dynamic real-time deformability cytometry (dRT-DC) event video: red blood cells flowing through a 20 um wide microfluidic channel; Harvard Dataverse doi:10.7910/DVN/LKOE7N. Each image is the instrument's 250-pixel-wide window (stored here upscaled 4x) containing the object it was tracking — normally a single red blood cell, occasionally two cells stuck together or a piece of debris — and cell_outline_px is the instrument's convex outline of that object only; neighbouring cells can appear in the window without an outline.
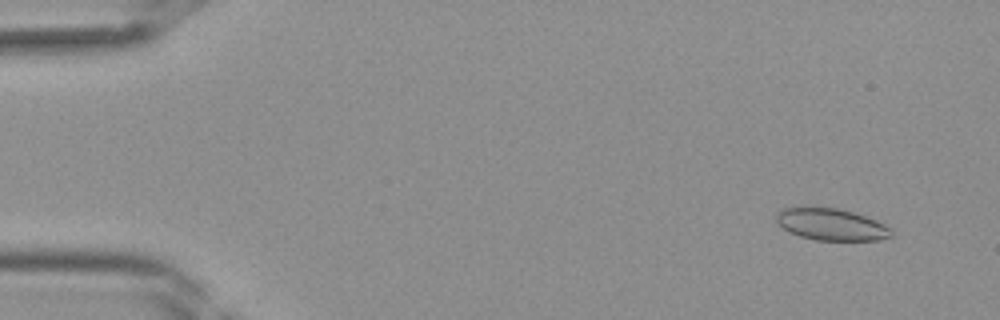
{"species": "Egyptian fruit bat (a non-hibernating species)", "species_latin": "Rousettus aegyptiacus", "temperature_condition": "room temperature", "stored_images_in_passage": 40, "camera_frame_rate_fps": 3000, "um_per_image_px": 0.085, "frame": {"image": 1, "passage_image": 3, "time_ms": 0.667, "image_size_px": [1000, 320], "cell_outline_px": [[892, 236], [880, 240], [816, 240], [800, 236], [788, 232], [776, 220], [776, 212], [784, 208], [840, 208], [876, 220], [892, 228]], "centroid_in_image_um": [70.68, 19.09], "position_along_channel_um": 14.3, "area_um2": 21.15}}
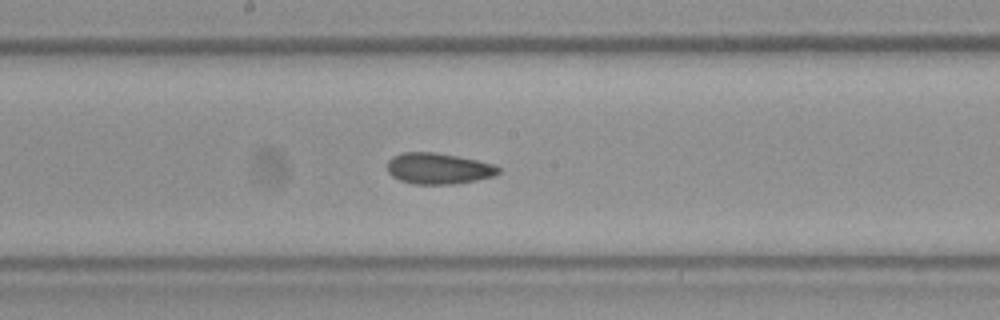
{"frame": {"image": 2, "passage_image": 22, "time_ms": 7.0, "image_size_px": [1000, 320], "cell_outline_px": [[500, 172], [496, 176], [456, 184], [412, 184], [400, 180], [392, 176], [388, 172], [388, 160], [392, 156], [400, 152], [436, 152], [496, 164], [500, 168]], "centroid_in_image_um": [37.28, 14.32], "position_along_channel_um": 210.9, "area_um2": 20.35}}
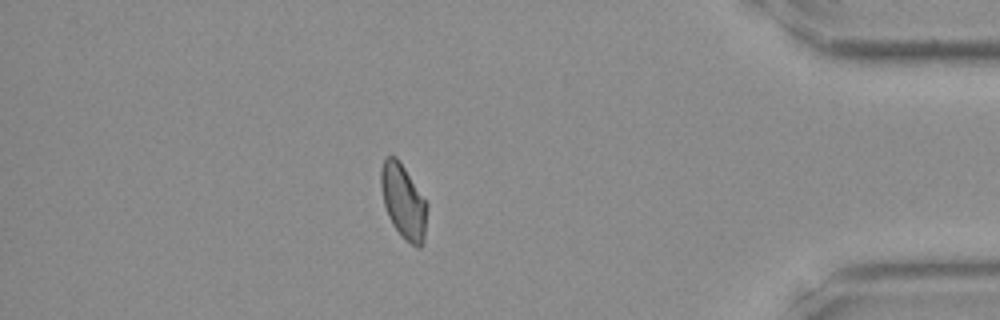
{"frame": {"image": 3, "passage_image": 36, "time_ms": 11.667, "image_size_px": [1000, 320], "cell_outline_px": [[428, 208], [424, 244], [420, 248], [416, 248], [400, 236], [392, 224], [388, 216], [384, 204], [380, 184], [380, 168], [384, 160], [388, 156], [396, 156], [428, 204]], "centroid_in_image_um": [34.3, 17.19], "position_along_channel_um": 400.9, "area_um2": 20.17}}